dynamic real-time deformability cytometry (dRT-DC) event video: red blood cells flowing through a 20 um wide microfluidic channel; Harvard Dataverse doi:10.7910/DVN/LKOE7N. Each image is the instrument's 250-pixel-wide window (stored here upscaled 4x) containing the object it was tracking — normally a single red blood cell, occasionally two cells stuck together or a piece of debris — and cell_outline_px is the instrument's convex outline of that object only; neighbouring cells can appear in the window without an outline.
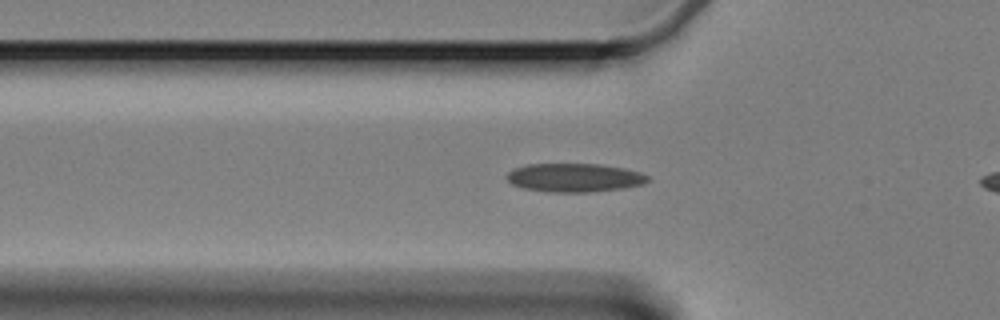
{"species": "Egyptian fruit bat (a non-hibernating species)", "species_latin": "Rousettus aegyptiacus", "temperature_condition": "cold", "stored_images_in_passage": 41, "camera_frame_rate_fps": 3000, "um_per_image_px": 0.085, "animal": {"sex": "female"}, "frame": {"image": 1, "passage_image": 9, "time_ms": 2.667, "image_size_px": [1000, 320], "cell_outline_px": [[652, 180], [644, 184], [624, 188], [592, 192], [548, 192], [524, 188], [512, 184], [508, 180], [508, 172], [512, 168], [528, 164], [600, 164], [624, 168], [640, 172], [648, 176]], "centroid_in_image_um": [48.86, 15.1], "position_along_channel_um": 76.9, "area_um2": 23.64}}
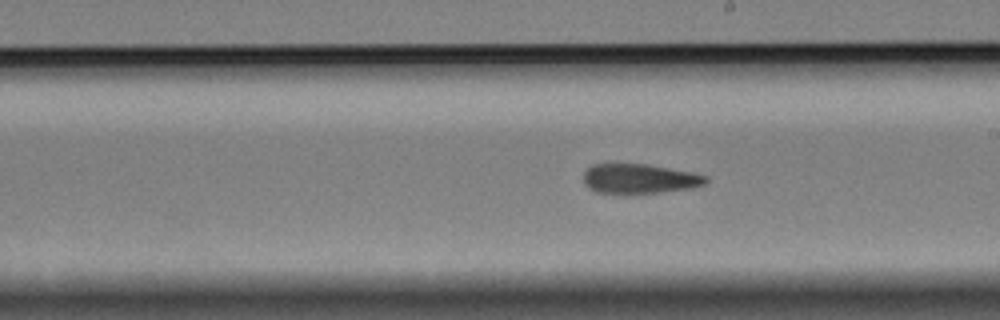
{"frame": {"image": 2, "passage_image": 23, "time_ms": 7.333, "image_size_px": [1000, 320], "cell_outline_px": [[708, 180], [704, 184], [692, 188], [628, 196], [596, 192], [588, 188], [584, 184], [584, 172], [592, 164], [648, 164], [692, 172], [708, 176]], "centroid_in_image_um": [54.32, 15.22], "position_along_channel_um": 234.7, "area_um2": 21.79}}
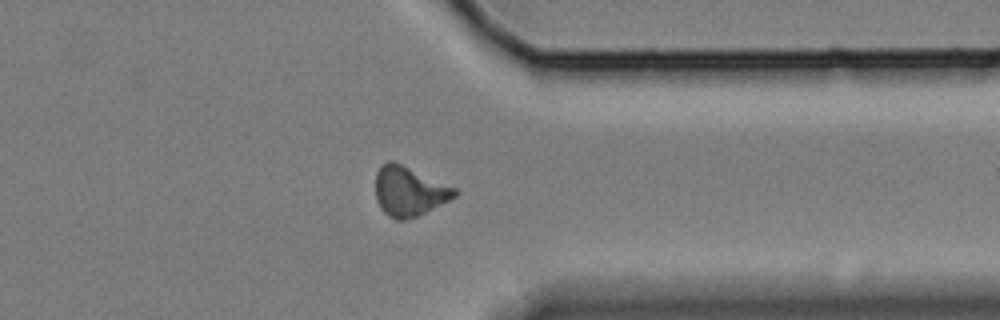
{"frame": {"image": 3, "passage_image": 36, "time_ms": 11.667, "image_size_px": [1000, 320], "cell_outline_px": [[460, 192], [456, 196], [416, 216], [404, 220], [396, 220], [388, 216], [380, 208], [376, 200], [376, 172], [380, 164], [388, 160], [392, 160], [456, 188]], "centroid_in_image_um": [34.73, 16.24], "position_along_channel_um": 376.7, "area_um2": 22.72}}